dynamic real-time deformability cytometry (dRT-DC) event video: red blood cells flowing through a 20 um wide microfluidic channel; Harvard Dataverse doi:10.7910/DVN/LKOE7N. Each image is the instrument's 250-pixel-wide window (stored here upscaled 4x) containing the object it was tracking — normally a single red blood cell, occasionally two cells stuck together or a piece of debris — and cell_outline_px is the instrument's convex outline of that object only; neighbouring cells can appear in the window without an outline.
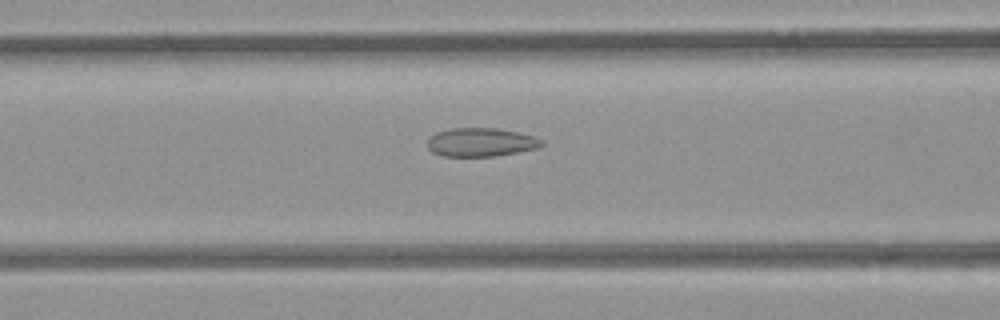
{"species": "common noctule bat (a hibernating species)", "species_latin": "Nyctalus noctula", "temperature_condition": "room temperature", "stored_images_in_passage": 41, "camera_frame_rate_fps": 3000, "um_per_image_px": 0.085, "animal": {"sex": "female", "body_mass_g": 21.9}, "frame": {"image": 1, "passage_image": 9, "time_ms": 2.667, "image_size_px": [1000, 320], "cell_outline_px": [[544, 144], [536, 148], [496, 156], [444, 156], [432, 152], [428, 148], [428, 140], [436, 132], [452, 128], [496, 128], [516, 132], [532, 136], [544, 140]], "centroid_in_image_um": [40.86, 12.09], "position_along_channel_um": 125.7, "area_um2": 18.84}}
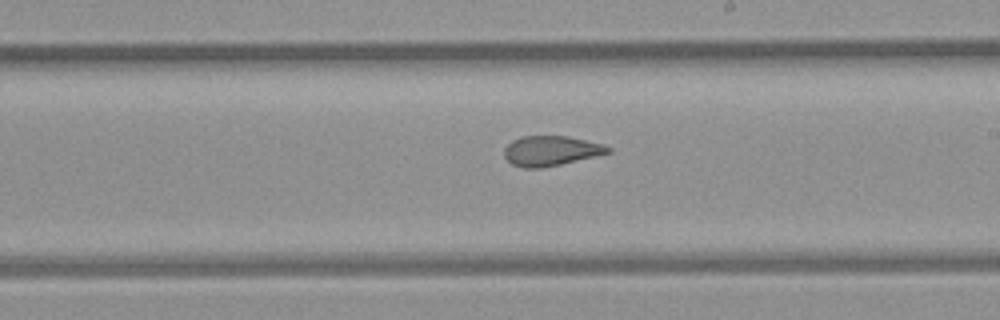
{"frame": {"image": 2, "passage_image": 18, "time_ms": 5.667, "image_size_px": [1000, 320], "cell_outline_px": [[612, 152], [560, 164], [540, 168], [524, 168], [512, 164], [504, 156], [504, 148], [512, 140], [520, 136], [568, 136], [600, 144], [612, 148]], "centroid_in_image_um": [46.79, 12.81], "position_along_channel_um": 242.2, "area_um2": 17.92}}
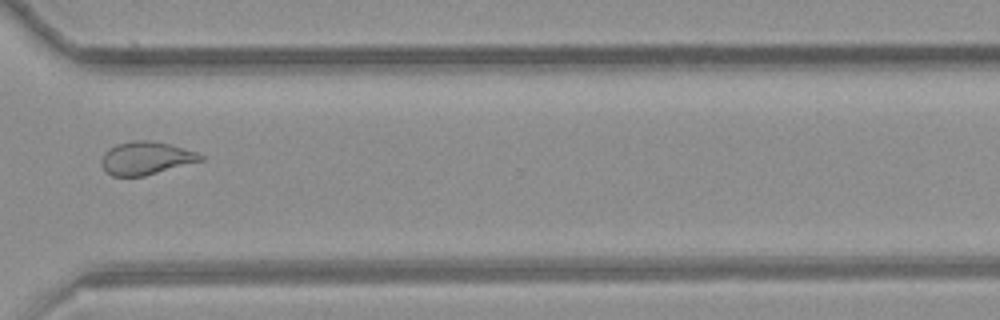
{"frame": {"image": 3, "passage_image": 27, "time_ms": 8.667, "image_size_px": [1000, 320], "cell_outline_px": [[204, 160], [144, 176], [112, 176], [100, 164], [100, 160], [104, 152], [116, 144], [132, 140], [152, 140], [168, 144], [196, 152], [204, 156]], "centroid_in_image_um": [12.39, 13.44], "position_along_channel_um": 358.2, "area_um2": 19.02}, "authors_computed_cell_mechanics": {"area_um2": 19.5364, "velocity_mm_per_s": 3.8715, "shape_relaxation_time_tau1_ms": null, "shape_relaxation_time_tau2_ms": 1.7851, "deformation_change_tau1": null, "deformation_change_tau2": 0.0917}}